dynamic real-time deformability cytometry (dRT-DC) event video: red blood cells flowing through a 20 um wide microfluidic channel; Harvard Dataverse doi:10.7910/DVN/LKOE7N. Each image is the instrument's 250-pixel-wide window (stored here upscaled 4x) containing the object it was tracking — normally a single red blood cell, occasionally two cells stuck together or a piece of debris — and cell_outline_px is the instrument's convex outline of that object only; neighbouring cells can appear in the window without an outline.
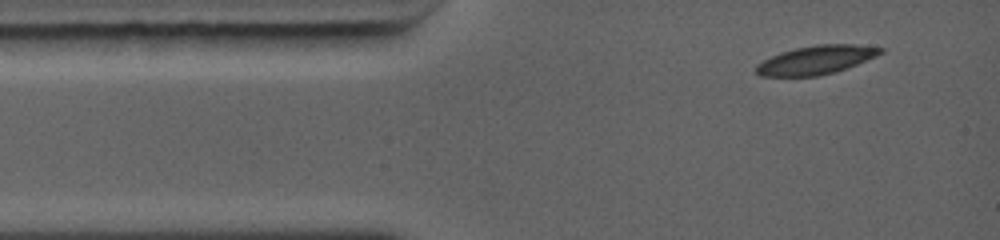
{"species": "common noctule bat (a hibernating species)", "species_latin": "Nyctalus noctula", "temperature_condition": "warm", "stored_images_in_passage": 3, "camera_frame_rate_fps": 5000, "um_per_image_px": 0.085, "animal": {"sex": "female", "body_mass_g": 19.0, "forearm_length_mm": 56.7}, "frame": {"image": 1, "passage_image": 1, "time_ms": 0.0, "image_size_px": [1000, 240], "cell_outline_px": [[884, 52], [876, 56], [836, 72], [816, 76], [760, 76], [756, 72], [756, 64], [780, 52], [796, 48], [816, 44], [856, 44], [884, 48]], "centroid_in_image_um": [69.37, 5.09], "position_along_channel_um": 15.6, "area_um2": 20.69}}
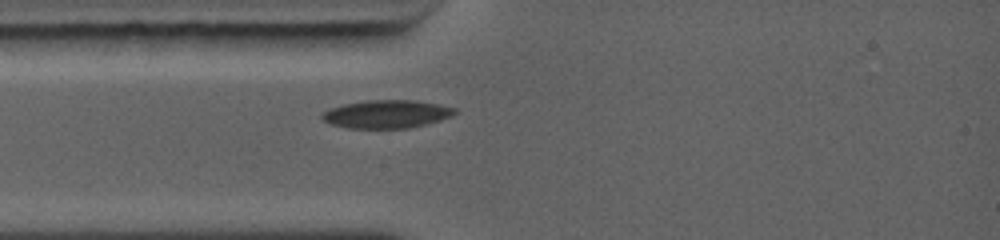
{"frame": {"image": 2, "passage_image": 3, "time_ms": 1.8, "image_size_px": [1000, 240], "cell_outline_px": [[456, 112], [452, 116], [440, 120], [424, 124], [404, 128], [348, 128], [332, 124], [324, 120], [320, 116], [324, 112], [332, 108], [344, 104], [364, 100], [416, 100], [440, 104], [456, 108]], "centroid_in_image_um": [32.89, 9.68], "position_along_channel_um": 52.1, "area_um2": 21.56}}